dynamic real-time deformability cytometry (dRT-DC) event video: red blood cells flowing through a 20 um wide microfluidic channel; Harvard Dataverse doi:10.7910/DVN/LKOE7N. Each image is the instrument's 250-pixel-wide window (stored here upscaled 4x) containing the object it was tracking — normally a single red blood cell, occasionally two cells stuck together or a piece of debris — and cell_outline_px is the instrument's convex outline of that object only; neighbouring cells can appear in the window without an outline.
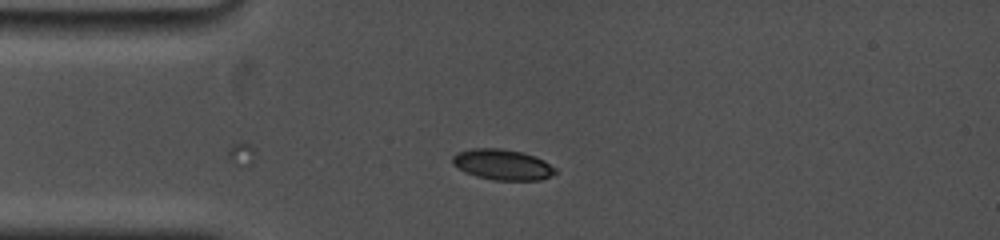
{"species": "common noctule bat (a hibernating species)", "species_latin": "Nyctalus noctula", "temperature_condition": "cold", "stored_images_in_passage": 15, "camera_frame_rate_fps": 5000, "um_per_image_px": 0.085, "animal": {"sex": "female", "body_mass_g": 19.0, "forearm_length_mm": 53.3}, "frame": {"image": 1, "passage_image": 1, "time_ms": 0.0, "image_size_px": [1000, 240], "cell_outline_px": [[556, 172], [540, 180], [492, 180], [476, 176], [464, 172], [452, 164], [452, 156], [456, 152], [472, 148], [500, 148], [524, 152], [544, 160], [556, 168]], "centroid_in_image_um": [42.67, 13.98], "position_along_channel_um": 42.3, "area_um2": 18.5}}